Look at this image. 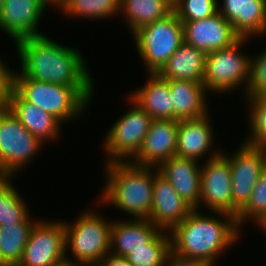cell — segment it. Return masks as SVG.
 Masks as SVG:
<instances>
[{
	"mask_svg": "<svg viewBox=\"0 0 266 266\" xmlns=\"http://www.w3.org/2000/svg\"><path fill=\"white\" fill-rule=\"evenodd\" d=\"M39 35L19 39L16 43L21 71L6 65V76H26L37 81L73 87L89 104L94 82L80 51ZM88 70V71H87Z\"/></svg>",
	"mask_w": 266,
	"mask_h": 266,
	"instance_id": "6da1fadb",
	"label": "cell"
},
{
	"mask_svg": "<svg viewBox=\"0 0 266 266\" xmlns=\"http://www.w3.org/2000/svg\"><path fill=\"white\" fill-rule=\"evenodd\" d=\"M170 233L171 249L176 254L204 260L215 266L218 256L239 240L241 229L236 217L230 214L213 212L212 216H207L193 209Z\"/></svg>",
	"mask_w": 266,
	"mask_h": 266,
	"instance_id": "7a4b0ae2",
	"label": "cell"
},
{
	"mask_svg": "<svg viewBox=\"0 0 266 266\" xmlns=\"http://www.w3.org/2000/svg\"><path fill=\"white\" fill-rule=\"evenodd\" d=\"M104 164L107 175L98 203L112 204L130 214L133 219H148L152 207L153 183L159 170L156 167H139L130 162Z\"/></svg>",
	"mask_w": 266,
	"mask_h": 266,
	"instance_id": "3957f363",
	"label": "cell"
},
{
	"mask_svg": "<svg viewBox=\"0 0 266 266\" xmlns=\"http://www.w3.org/2000/svg\"><path fill=\"white\" fill-rule=\"evenodd\" d=\"M102 217L92 209L73 223L63 221L66 253L72 254L70 258L66 254L67 266H97L110 253L112 220L106 222Z\"/></svg>",
	"mask_w": 266,
	"mask_h": 266,
	"instance_id": "277c9868",
	"label": "cell"
},
{
	"mask_svg": "<svg viewBox=\"0 0 266 266\" xmlns=\"http://www.w3.org/2000/svg\"><path fill=\"white\" fill-rule=\"evenodd\" d=\"M6 81L28 102L61 124L80 117L88 102L71 86L37 81L26 76H6Z\"/></svg>",
	"mask_w": 266,
	"mask_h": 266,
	"instance_id": "5b68a950",
	"label": "cell"
},
{
	"mask_svg": "<svg viewBox=\"0 0 266 266\" xmlns=\"http://www.w3.org/2000/svg\"><path fill=\"white\" fill-rule=\"evenodd\" d=\"M132 36L147 73H158L184 43L183 25L174 11L139 28Z\"/></svg>",
	"mask_w": 266,
	"mask_h": 266,
	"instance_id": "8992f818",
	"label": "cell"
},
{
	"mask_svg": "<svg viewBox=\"0 0 266 266\" xmlns=\"http://www.w3.org/2000/svg\"><path fill=\"white\" fill-rule=\"evenodd\" d=\"M41 146L43 142L33 136L1 102L0 177L13 178L15 173L36 158Z\"/></svg>",
	"mask_w": 266,
	"mask_h": 266,
	"instance_id": "52a82bcc",
	"label": "cell"
},
{
	"mask_svg": "<svg viewBox=\"0 0 266 266\" xmlns=\"http://www.w3.org/2000/svg\"><path fill=\"white\" fill-rule=\"evenodd\" d=\"M249 38H240L232 46L207 53L203 84L207 92L226 93L243 85L244 95L249 80L250 59L240 51ZM245 85V86H244Z\"/></svg>",
	"mask_w": 266,
	"mask_h": 266,
	"instance_id": "ba28073f",
	"label": "cell"
},
{
	"mask_svg": "<svg viewBox=\"0 0 266 266\" xmlns=\"http://www.w3.org/2000/svg\"><path fill=\"white\" fill-rule=\"evenodd\" d=\"M131 107L109 128L104 140V154L111 162H130L140 151L153 118L130 96Z\"/></svg>",
	"mask_w": 266,
	"mask_h": 266,
	"instance_id": "9c48e42d",
	"label": "cell"
},
{
	"mask_svg": "<svg viewBox=\"0 0 266 266\" xmlns=\"http://www.w3.org/2000/svg\"><path fill=\"white\" fill-rule=\"evenodd\" d=\"M17 266H67L63 221L38 219Z\"/></svg>",
	"mask_w": 266,
	"mask_h": 266,
	"instance_id": "30bf717a",
	"label": "cell"
},
{
	"mask_svg": "<svg viewBox=\"0 0 266 266\" xmlns=\"http://www.w3.org/2000/svg\"><path fill=\"white\" fill-rule=\"evenodd\" d=\"M236 153L222 154L228 159L231 167V190H232V216L247 204L251 193L259 179L266 170V149L240 144Z\"/></svg>",
	"mask_w": 266,
	"mask_h": 266,
	"instance_id": "8fae6325",
	"label": "cell"
},
{
	"mask_svg": "<svg viewBox=\"0 0 266 266\" xmlns=\"http://www.w3.org/2000/svg\"><path fill=\"white\" fill-rule=\"evenodd\" d=\"M209 154L201 166L200 206H206L211 212L232 215L230 162L222 150H213Z\"/></svg>",
	"mask_w": 266,
	"mask_h": 266,
	"instance_id": "7c38bea8",
	"label": "cell"
},
{
	"mask_svg": "<svg viewBox=\"0 0 266 266\" xmlns=\"http://www.w3.org/2000/svg\"><path fill=\"white\" fill-rule=\"evenodd\" d=\"M1 102L44 145L58 138L62 124L35 104L26 101L6 80L2 87Z\"/></svg>",
	"mask_w": 266,
	"mask_h": 266,
	"instance_id": "4fadbf2b",
	"label": "cell"
},
{
	"mask_svg": "<svg viewBox=\"0 0 266 266\" xmlns=\"http://www.w3.org/2000/svg\"><path fill=\"white\" fill-rule=\"evenodd\" d=\"M184 43L205 53L228 48L241 37L219 12L202 20L182 22Z\"/></svg>",
	"mask_w": 266,
	"mask_h": 266,
	"instance_id": "5bb4252c",
	"label": "cell"
},
{
	"mask_svg": "<svg viewBox=\"0 0 266 266\" xmlns=\"http://www.w3.org/2000/svg\"><path fill=\"white\" fill-rule=\"evenodd\" d=\"M178 120L153 119L138 154L130 163L158 168L176 156Z\"/></svg>",
	"mask_w": 266,
	"mask_h": 266,
	"instance_id": "9a60e30c",
	"label": "cell"
},
{
	"mask_svg": "<svg viewBox=\"0 0 266 266\" xmlns=\"http://www.w3.org/2000/svg\"><path fill=\"white\" fill-rule=\"evenodd\" d=\"M193 210L160 173L153 183L152 207L148 220L160 230L171 232Z\"/></svg>",
	"mask_w": 266,
	"mask_h": 266,
	"instance_id": "2e32d148",
	"label": "cell"
},
{
	"mask_svg": "<svg viewBox=\"0 0 266 266\" xmlns=\"http://www.w3.org/2000/svg\"><path fill=\"white\" fill-rule=\"evenodd\" d=\"M47 6L41 0H4L0 30L15 42L25 37L44 35L38 25Z\"/></svg>",
	"mask_w": 266,
	"mask_h": 266,
	"instance_id": "e0dca14e",
	"label": "cell"
},
{
	"mask_svg": "<svg viewBox=\"0 0 266 266\" xmlns=\"http://www.w3.org/2000/svg\"><path fill=\"white\" fill-rule=\"evenodd\" d=\"M157 169L188 205L200 210L201 165L198 161L173 156Z\"/></svg>",
	"mask_w": 266,
	"mask_h": 266,
	"instance_id": "ac0fdd59",
	"label": "cell"
},
{
	"mask_svg": "<svg viewBox=\"0 0 266 266\" xmlns=\"http://www.w3.org/2000/svg\"><path fill=\"white\" fill-rule=\"evenodd\" d=\"M222 4H218V12L241 38L265 36L266 0H223Z\"/></svg>",
	"mask_w": 266,
	"mask_h": 266,
	"instance_id": "d6986e66",
	"label": "cell"
},
{
	"mask_svg": "<svg viewBox=\"0 0 266 266\" xmlns=\"http://www.w3.org/2000/svg\"><path fill=\"white\" fill-rule=\"evenodd\" d=\"M209 115L179 121L176 156L199 162L210 150H220L212 147L215 135Z\"/></svg>",
	"mask_w": 266,
	"mask_h": 266,
	"instance_id": "ffe728a7",
	"label": "cell"
},
{
	"mask_svg": "<svg viewBox=\"0 0 266 266\" xmlns=\"http://www.w3.org/2000/svg\"><path fill=\"white\" fill-rule=\"evenodd\" d=\"M118 220L112 221L110 240V253L116 256L126 257L145 247L161 231L148 219Z\"/></svg>",
	"mask_w": 266,
	"mask_h": 266,
	"instance_id": "44dd1931",
	"label": "cell"
},
{
	"mask_svg": "<svg viewBox=\"0 0 266 266\" xmlns=\"http://www.w3.org/2000/svg\"><path fill=\"white\" fill-rule=\"evenodd\" d=\"M173 120L198 119L207 115L208 93L203 83L188 80H169Z\"/></svg>",
	"mask_w": 266,
	"mask_h": 266,
	"instance_id": "7402d4cb",
	"label": "cell"
},
{
	"mask_svg": "<svg viewBox=\"0 0 266 266\" xmlns=\"http://www.w3.org/2000/svg\"><path fill=\"white\" fill-rule=\"evenodd\" d=\"M145 85L129 96L153 119L173 120V106L169 80L159 73H148Z\"/></svg>",
	"mask_w": 266,
	"mask_h": 266,
	"instance_id": "603a6c76",
	"label": "cell"
},
{
	"mask_svg": "<svg viewBox=\"0 0 266 266\" xmlns=\"http://www.w3.org/2000/svg\"><path fill=\"white\" fill-rule=\"evenodd\" d=\"M207 53L183 43L158 72L168 80L203 83Z\"/></svg>",
	"mask_w": 266,
	"mask_h": 266,
	"instance_id": "cb8c5ba5",
	"label": "cell"
},
{
	"mask_svg": "<svg viewBox=\"0 0 266 266\" xmlns=\"http://www.w3.org/2000/svg\"><path fill=\"white\" fill-rule=\"evenodd\" d=\"M173 11L170 0H120L119 13L126 21V26H129L131 35L139 28L167 17Z\"/></svg>",
	"mask_w": 266,
	"mask_h": 266,
	"instance_id": "d4e9b609",
	"label": "cell"
},
{
	"mask_svg": "<svg viewBox=\"0 0 266 266\" xmlns=\"http://www.w3.org/2000/svg\"><path fill=\"white\" fill-rule=\"evenodd\" d=\"M29 216L24 222L0 226V266H17L33 225L38 220Z\"/></svg>",
	"mask_w": 266,
	"mask_h": 266,
	"instance_id": "484cf974",
	"label": "cell"
},
{
	"mask_svg": "<svg viewBox=\"0 0 266 266\" xmlns=\"http://www.w3.org/2000/svg\"><path fill=\"white\" fill-rule=\"evenodd\" d=\"M12 177H0V226L24 222L30 215L23 197L12 186Z\"/></svg>",
	"mask_w": 266,
	"mask_h": 266,
	"instance_id": "4316f807",
	"label": "cell"
},
{
	"mask_svg": "<svg viewBox=\"0 0 266 266\" xmlns=\"http://www.w3.org/2000/svg\"><path fill=\"white\" fill-rule=\"evenodd\" d=\"M170 251V232L161 230L145 247L135 249L126 258L132 266H165Z\"/></svg>",
	"mask_w": 266,
	"mask_h": 266,
	"instance_id": "83f0119b",
	"label": "cell"
},
{
	"mask_svg": "<svg viewBox=\"0 0 266 266\" xmlns=\"http://www.w3.org/2000/svg\"><path fill=\"white\" fill-rule=\"evenodd\" d=\"M119 9L120 0H66L60 11L68 17L96 20L119 15Z\"/></svg>",
	"mask_w": 266,
	"mask_h": 266,
	"instance_id": "f1b7e54d",
	"label": "cell"
},
{
	"mask_svg": "<svg viewBox=\"0 0 266 266\" xmlns=\"http://www.w3.org/2000/svg\"><path fill=\"white\" fill-rule=\"evenodd\" d=\"M251 133L244 141L253 147L266 149V97H245ZM248 100V101H247ZM249 102V103H248Z\"/></svg>",
	"mask_w": 266,
	"mask_h": 266,
	"instance_id": "f546056e",
	"label": "cell"
},
{
	"mask_svg": "<svg viewBox=\"0 0 266 266\" xmlns=\"http://www.w3.org/2000/svg\"><path fill=\"white\" fill-rule=\"evenodd\" d=\"M266 216V170L259 179L251 193L247 204L238 212L236 221L238 227L244 226L247 221L252 220L259 223Z\"/></svg>",
	"mask_w": 266,
	"mask_h": 266,
	"instance_id": "4dcf8cb0",
	"label": "cell"
},
{
	"mask_svg": "<svg viewBox=\"0 0 266 266\" xmlns=\"http://www.w3.org/2000/svg\"><path fill=\"white\" fill-rule=\"evenodd\" d=\"M218 0H177L174 12L181 22L202 20L218 12Z\"/></svg>",
	"mask_w": 266,
	"mask_h": 266,
	"instance_id": "1f68e13d",
	"label": "cell"
},
{
	"mask_svg": "<svg viewBox=\"0 0 266 266\" xmlns=\"http://www.w3.org/2000/svg\"><path fill=\"white\" fill-rule=\"evenodd\" d=\"M244 97H266V49L251 56L248 86Z\"/></svg>",
	"mask_w": 266,
	"mask_h": 266,
	"instance_id": "d6a6232c",
	"label": "cell"
},
{
	"mask_svg": "<svg viewBox=\"0 0 266 266\" xmlns=\"http://www.w3.org/2000/svg\"><path fill=\"white\" fill-rule=\"evenodd\" d=\"M165 266H213L212 264L195 258L184 257L176 254L172 249L168 254Z\"/></svg>",
	"mask_w": 266,
	"mask_h": 266,
	"instance_id": "836d02e7",
	"label": "cell"
},
{
	"mask_svg": "<svg viewBox=\"0 0 266 266\" xmlns=\"http://www.w3.org/2000/svg\"><path fill=\"white\" fill-rule=\"evenodd\" d=\"M97 266H132L126 257L109 253Z\"/></svg>",
	"mask_w": 266,
	"mask_h": 266,
	"instance_id": "e575fe53",
	"label": "cell"
},
{
	"mask_svg": "<svg viewBox=\"0 0 266 266\" xmlns=\"http://www.w3.org/2000/svg\"><path fill=\"white\" fill-rule=\"evenodd\" d=\"M46 6H54V8L59 10L65 5L66 0H41Z\"/></svg>",
	"mask_w": 266,
	"mask_h": 266,
	"instance_id": "d590c367",
	"label": "cell"
},
{
	"mask_svg": "<svg viewBox=\"0 0 266 266\" xmlns=\"http://www.w3.org/2000/svg\"><path fill=\"white\" fill-rule=\"evenodd\" d=\"M6 80V65L2 59H0V84H4Z\"/></svg>",
	"mask_w": 266,
	"mask_h": 266,
	"instance_id": "8d00e7d4",
	"label": "cell"
},
{
	"mask_svg": "<svg viewBox=\"0 0 266 266\" xmlns=\"http://www.w3.org/2000/svg\"><path fill=\"white\" fill-rule=\"evenodd\" d=\"M259 225L258 227L261 228V230H263V232H265L266 235V216L259 222L257 223L255 226Z\"/></svg>",
	"mask_w": 266,
	"mask_h": 266,
	"instance_id": "74e56055",
	"label": "cell"
},
{
	"mask_svg": "<svg viewBox=\"0 0 266 266\" xmlns=\"http://www.w3.org/2000/svg\"><path fill=\"white\" fill-rule=\"evenodd\" d=\"M2 87H3V84H0V103H1V98H2Z\"/></svg>",
	"mask_w": 266,
	"mask_h": 266,
	"instance_id": "f35d334b",
	"label": "cell"
},
{
	"mask_svg": "<svg viewBox=\"0 0 266 266\" xmlns=\"http://www.w3.org/2000/svg\"><path fill=\"white\" fill-rule=\"evenodd\" d=\"M3 3H4V0H0V12H1V9H2Z\"/></svg>",
	"mask_w": 266,
	"mask_h": 266,
	"instance_id": "ab89813d",
	"label": "cell"
},
{
	"mask_svg": "<svg viewBox=\"0 0 266 266\" xmlns=\"http://www.w3.org/2000/svg\"><path fill=\"white\" fill-rule=\"evenodd\" d=\"M173 4L177 1V0H170Z\"/></svg>",
	"mask_w": 266,
	"mask_h": 266,
	"instance_id": "60d3db41",
	"label": "cell"
}]
</instances>
